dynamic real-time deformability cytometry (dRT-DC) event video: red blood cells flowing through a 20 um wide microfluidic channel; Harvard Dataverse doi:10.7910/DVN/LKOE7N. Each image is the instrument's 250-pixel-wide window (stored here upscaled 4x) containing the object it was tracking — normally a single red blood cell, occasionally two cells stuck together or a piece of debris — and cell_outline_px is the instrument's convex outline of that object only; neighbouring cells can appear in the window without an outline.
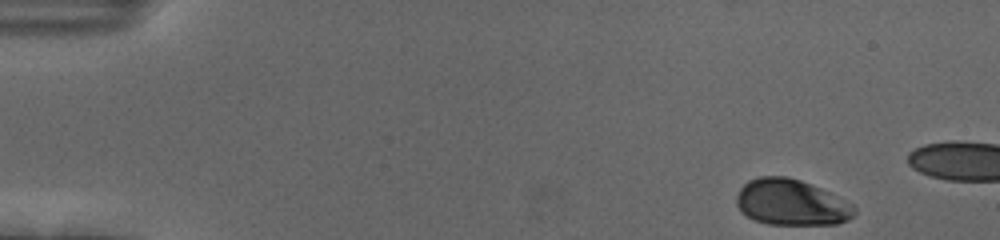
{"species": "human", "species_latin": "Homo sapiens", "temperature_condition": "cold", "stored_images_in_passage": 14, "camera_frame_rate_fps": 3000, "um_per_image_px": 0.085, "donor": {"sex": "female"}, "frame": {"image": 1, "passage_image": 1, "time_ms": 0.0, "image_size_px": [1000, 240], "cell_outline_px": [[856, 212], [848, 220], [836, 224], [768, 224], [756, 220], [740, 212], [736, 204], [736, 196], [740, 188], [748, 180], [760, 176], [784, 176], [800, 180], [812, 184], [852, 204], [856, 208]], "centroid_in_image_um": [67.23, 17.2], "position_along_channel_um": 17.8, "area_um2": 31.5}}